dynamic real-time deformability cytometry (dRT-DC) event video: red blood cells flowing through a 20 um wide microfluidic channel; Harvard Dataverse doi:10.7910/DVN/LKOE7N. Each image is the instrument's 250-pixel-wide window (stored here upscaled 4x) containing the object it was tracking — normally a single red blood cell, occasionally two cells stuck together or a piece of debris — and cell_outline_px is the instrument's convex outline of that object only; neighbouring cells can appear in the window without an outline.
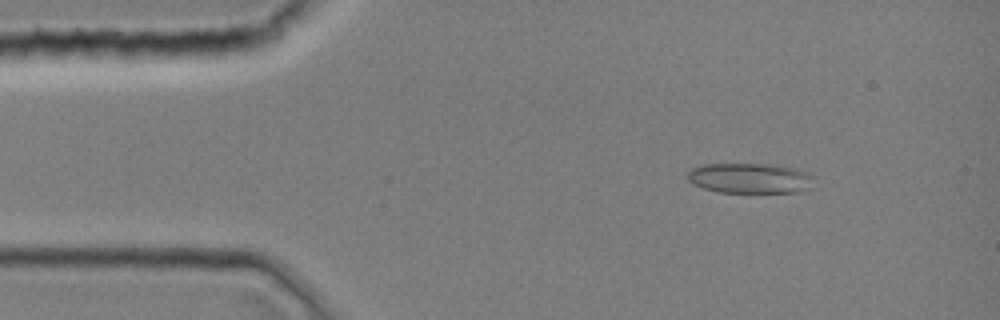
{"species": "common noctule bat (a hibernating species)", "species_latin": "Nyctalus noctula", "temperature_condition": "room temperature", "stored_images_in_passage": 42, "camera_frame_rate_fps": 3000, "um_per_image_px": 0.085, "animal": {"sex": "female", "body_mass_g": 19.0, "forearm_length_mm": 51.5}, "frame": {"image": 1, "passage_image": 5, "time_ms": 1.333, "image_size_px": [1000, 320], "cell_outline_px": [[812, 188], [800, 192], [720, 192], [704, 188], [692, 184], [688, 180], [688, 172], [692, 168], [704, 164], [772, 164], [796, 168], [808, 172], [812, 176]], "centroid_in_image_um": [63.77, 15.14], "position_along_channel_um": 21.2, "area_um2": 22.37}}
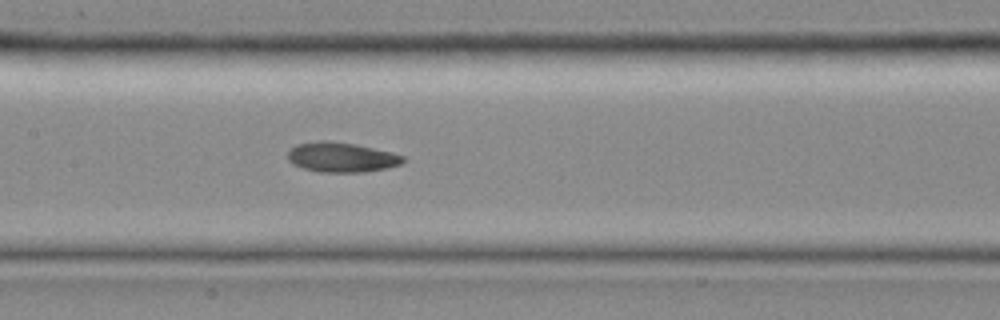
{"frame": {"image": 2, "passage_image": 20, "time_ms": 6.333, "image_size_px": [1000, 320], "cell_outline_px": [[408, 160], [400, 164], [384, 168], [364, 172], [320, 172], [304, 168], [292, 164], [288, 160], [288, 152], [296, 144], [316, 140], [328, 140], [356, 144], [392, 152], [404, 156]], "centroid_in_image_um": [29.02, 13.35], "position_along_channel_um": 178.4, "area_um2": 20.17}}
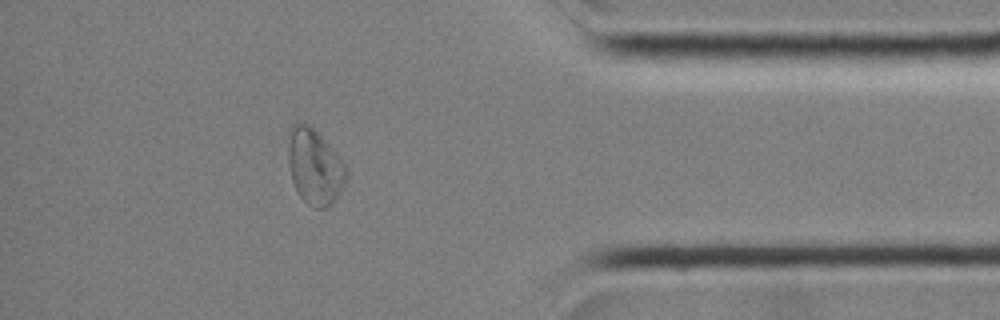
{"frame": {"image": 3, "passage_image": 37, "time_ms": 12.0, "image_size_px": [1000, 320], "cell_outline_px": [[348, 176], [336, 200], [328, 208], [316, 208], [308, 204], [300, 196], [292, 180], [288, 164], [288, 128], [292, 124], [300, 120], [308, 124], [332, 148], [344, 164], [348, 172]], "centroid_in_image_um": [26.73, 14.16], "position_along_channel_um": 408.5, "area_um2": 25.72}}